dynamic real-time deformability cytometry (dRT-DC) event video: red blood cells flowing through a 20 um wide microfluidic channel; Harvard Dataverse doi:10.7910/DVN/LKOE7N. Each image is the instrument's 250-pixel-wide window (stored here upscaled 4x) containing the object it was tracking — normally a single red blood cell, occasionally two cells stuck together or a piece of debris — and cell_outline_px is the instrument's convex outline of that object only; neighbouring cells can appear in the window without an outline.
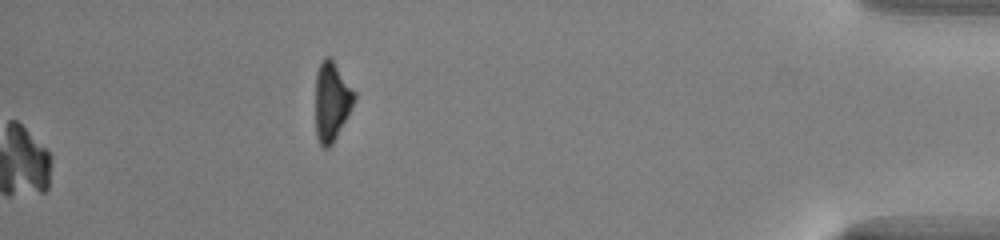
{"species": "common noctule bat (a hibernating species)", "species_latin": "Nyctalus noctula", "temperature_condition": "warm", "stored_images_in_passage": 40, "camera_frame_rate_fps": 3000, "um_per_image_px": 0.085, "animal": {"sex": "male", "body_mass_g": 13.0, "forearm_length_mm": 53.1}, "frame": {"image": 1, "passage_image": 40, "time_ms": 13.0, "image_size_px": [1000, 240], "cell_outline_px": [[356, 96], [352, 108], [332, 144], [328, 148], [324, 148], [320, 144], [316, 136], [316, 72], [324, 56], [332, 56], [356, 92]], "centroid_in_image_um": [28.2, 8.56], "position_along_channel_um": 407.0, "area_um2": 18.15}}